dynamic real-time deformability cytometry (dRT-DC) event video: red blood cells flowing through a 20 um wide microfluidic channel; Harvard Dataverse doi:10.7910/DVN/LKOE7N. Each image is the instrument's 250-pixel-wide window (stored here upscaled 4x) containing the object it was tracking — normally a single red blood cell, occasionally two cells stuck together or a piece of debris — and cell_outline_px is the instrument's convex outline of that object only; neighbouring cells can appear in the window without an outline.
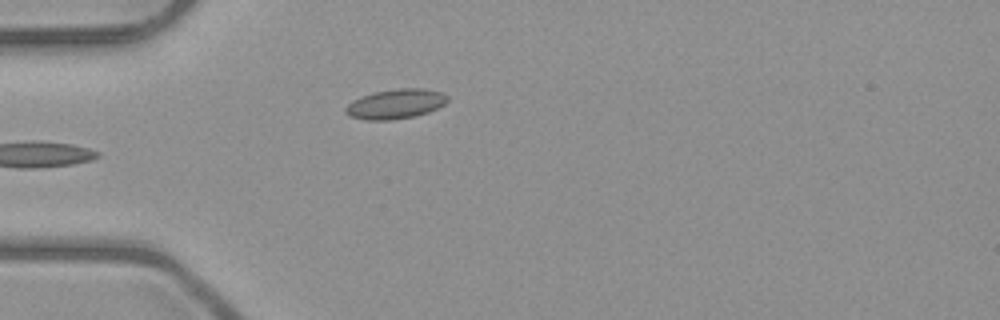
{"species": "common noctule bat (a hibernating species)", "species_latin": "Nyctalus noctula", "temperature_condition": "room temperature", "stored_images_in_passage": 5, "camera_frame_rate_fps": 3000, "um_per_image_px": 0.085, "animal": {"sex": "male", "body_mass_g": 23.1, "forearm_length_mm": 52.7}, "frame": {"image": 1, "passage_image": 5, "time_ms": 4.667, "image_size_px": [1000, 320], "cell_outline_px": [[448, 100], [444, 104], [428, 112], [416, 116], [392, 120], [364, 120], [352, 116], [344, 112], [344, 108], [348, 104], [372, 92], [396, 88], [424, 88], [440, 92], [448, 96]], "centroid_in_image_um": [33.64, 8.83], "position_along_channel_um": 51.4, "area_um2": 17.57}}